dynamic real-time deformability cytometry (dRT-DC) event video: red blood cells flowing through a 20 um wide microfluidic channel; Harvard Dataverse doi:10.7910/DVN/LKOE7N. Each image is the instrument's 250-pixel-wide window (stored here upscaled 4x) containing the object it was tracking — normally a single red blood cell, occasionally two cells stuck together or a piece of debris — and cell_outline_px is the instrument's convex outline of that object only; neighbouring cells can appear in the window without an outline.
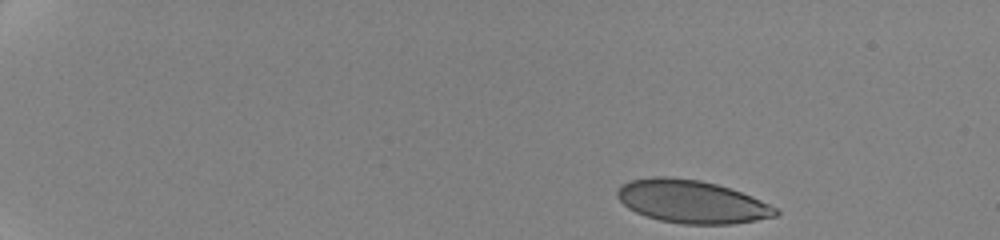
{"species": "human", "species_latin": "Homo sapiens", "temperature_condition": "cold", "stored_images_in_passage": 52, "camera_frame_rate_fps": 3000, "um_per_image_px": 0.085, "donor": {"sex": "female"}, "frame": {"image": 1, "passage_image": 1, "time_ms": 0.0, "image_size_px": [1000, 240], "cell_outline_px": [[780, 212], [776, 216], [756, 220], [732, 224], [684, 224], [660, 220], [644, 216], [628, 208], [616, 196], [616, 192], [620, 184], [632, 180], [652, 176], [668, 176], [700, 180], [716, 184], [752, 196], [776, 208]], "centroid_in_image_um": [58.76, 17.13], "position_along_channel_um": 26.2, "area_um2": 39.59}}
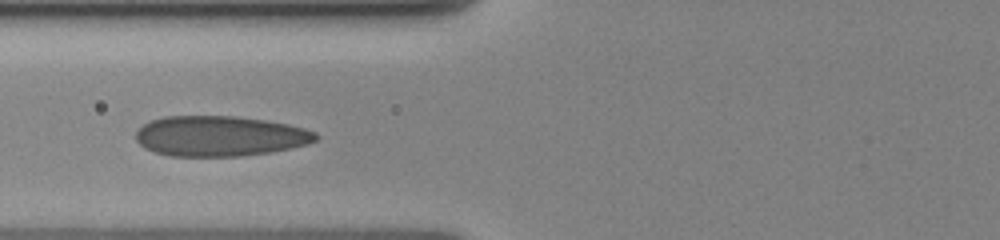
{"frame": {"image": 2, "passage_image": 35, "time_ms": 6.0, "image_size_px": [1000, 240], "cell_outline_px": [[320, 136], [316, 140], [308, 144], [292, 148], [272, 152], [240, 156], [172, 156], [156, 152], [144, 148], [136, 140], [136, 132], [148, 120], [164, 116], [236, 116], [264, 120], [288, 124], [304, 128], [316, 132]], "centroid_in_image_um": [18.7, 11.56], "position_along_channel_um": 107.1, "area_um2": 42.48}}
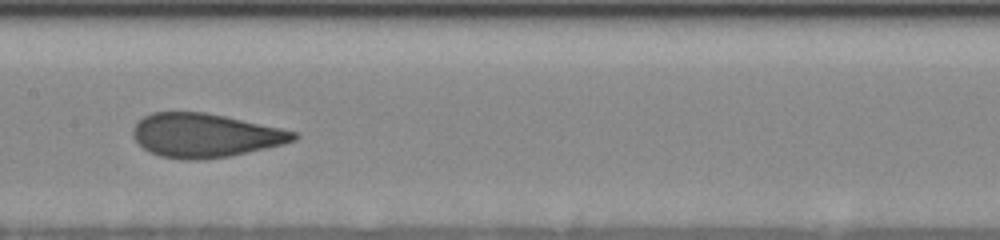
{"frame": {"image": 3, "passage_image": 51, "time_ms": 8.333, "image_size_px": [1000, 240], "cell_outline_px": [[300, 136], [296, 140], [284, 144], [228, 156], [200, 160], [188, 160], [160, 156], [148, 152], [132, 136], [132, 128], [144, 116], [152, 112], [204, 112], [224, 116], [280, 128], [296, 132]], "centroid_in_image_um": [17.41, 11.51], "position_along_channel_um": 190.0, "area_um2": 40.81}}